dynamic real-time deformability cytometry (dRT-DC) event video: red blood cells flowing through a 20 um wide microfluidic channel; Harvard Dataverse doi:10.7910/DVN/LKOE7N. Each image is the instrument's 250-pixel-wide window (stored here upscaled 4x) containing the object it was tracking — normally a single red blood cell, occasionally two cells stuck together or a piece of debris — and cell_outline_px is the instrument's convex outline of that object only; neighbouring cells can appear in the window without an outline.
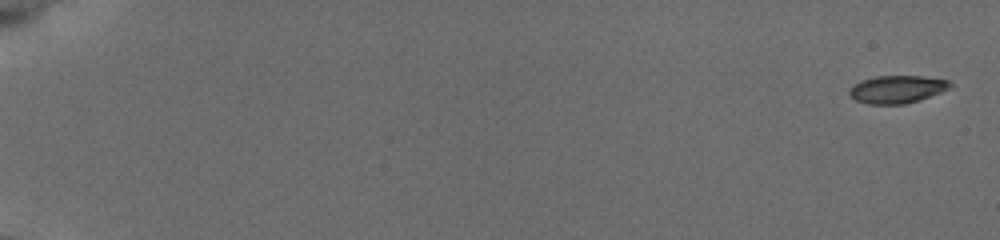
{"species": "common noctule bat (a hibernating species)", "species_latin": "Nyctalus noctula", "temperature_condition": "cold", "stored_images_in_passage": 11, "camera_frame_rate_fps": 3000, "um_per_image_px": 0.085, "animal": {"sex": "female", "body_mass_g": 19.5, "forearm_length_mm": 54.1}, "frame": {"image": 1, "passage_image": 1, "time_ms": 0.0, "image_size_px": [1000, 240], "cell_outline_px": [[952, 88], [920, 100], [904, 104], [868, 104], [856, 100], [848, 96], [848, 88], [852, 84], [860, 80], [876, 76], [920, 76], [948, 80], [952, 84]], "centroid_in_image_um": [76.21, 7.59], "position_along_channel_um": 8.8, "area_um2": 16.53}}